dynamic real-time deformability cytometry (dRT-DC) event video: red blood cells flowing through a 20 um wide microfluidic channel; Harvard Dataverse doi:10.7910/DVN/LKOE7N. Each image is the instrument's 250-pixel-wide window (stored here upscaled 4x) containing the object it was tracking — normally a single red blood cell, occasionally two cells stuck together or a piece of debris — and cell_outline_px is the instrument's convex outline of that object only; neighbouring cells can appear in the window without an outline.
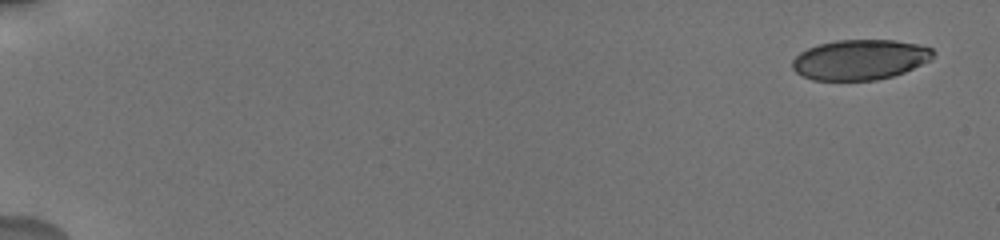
{"species": "human", "species_latin": "Homo sapiens", "temperature_condition": "cold", "stored_images_in_passage": 9, "camera_frame_rate_fps": 3000, "um_per_image_px": 0.085, "donor": {"sex": "male"}, "frame": {"image": 1, "passage_image": 1, "time_ms": 0.0, "image_size_px": [1000, 240], "cell_outline_px": [[936, 52], [932, 60], [904, 72], [892, 76], [876, 80], [812, 80], [796, 72], [792, 68], [792, 60], [800, 52], [808, 48], [820, 44], [836, 40], [896, 40], [916, 44], [932, 48]], "centroid_in_image_um": [73.12, 5.07], "position_along_channel_um": 11.9, "area_um2": 33.06}}
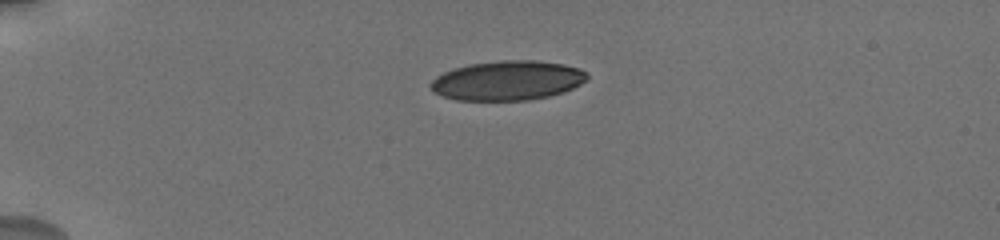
{"frame": {"image": 2, "passage_image": 6, "time_ms": 4.333, "image_size_px": [1000, 240], "cell_outline_px": [[588, 80], [564, 92], [548, 96], [528, 100], [456, 100], [432, 92], [428, 84], [436, 76], [452, 68], [472, 64], [504, 60], [536, 60], [564, 64], [580, 68], [588, 72]], "centroid_in_image_um": [43.14, 6.84], "position_along_channel_um": 41.9, "area_um2": 36.24}}
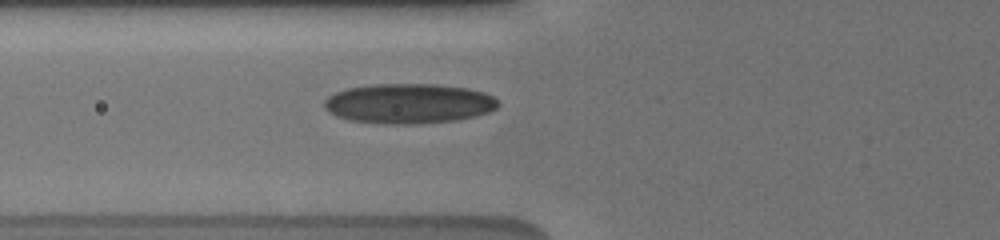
{"frame": {"image": 3, "passage_image": 9, "time_ms": 7.0, "image_size_px": [1000, 240], "cell_outline_px": [[500, 104], [496, 108], [488, 112], [476, 116], [456, 120], [412, 124], [384, 124], [348, 120], [336, 116], [328, 112], [324, 108], [324, 100], [328, 96], [336, 92], [348, 88], [376, 84], [432, 84], [468, 88], [484, 92], [500, 100]], "centroid_in_image_um": [34.74, 8.8], "position_along_channel_um": 91.1, "area_um2": 40.63}}